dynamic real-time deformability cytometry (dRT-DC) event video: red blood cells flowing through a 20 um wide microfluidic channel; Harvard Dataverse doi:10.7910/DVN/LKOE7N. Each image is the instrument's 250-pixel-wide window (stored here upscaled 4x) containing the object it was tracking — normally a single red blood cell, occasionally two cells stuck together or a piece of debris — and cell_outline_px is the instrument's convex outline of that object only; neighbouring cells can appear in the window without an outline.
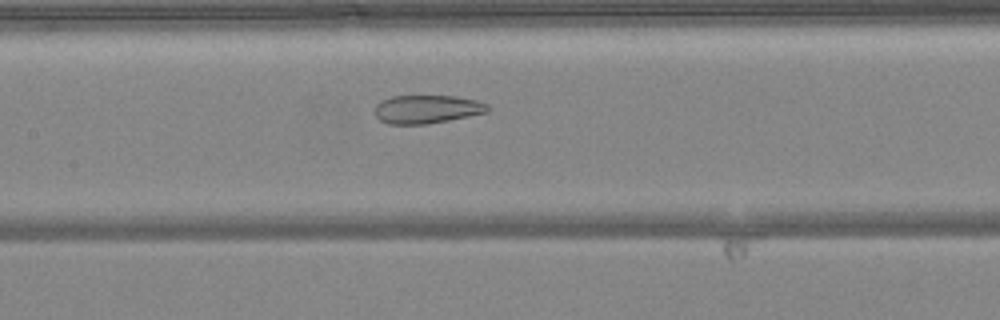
{"species": "common noctule bat (a hibernating species)", "species_latin": "Nyctalus noctula", "temperature_condition": "warm", "stored_images_in_passage": 50, "camera_frame_rate_fps": 3000, "um_per_image_px": 0.085, "animal": {"sex": "female", "body_mass_g": 24.6, "forearm_length_mm": 56.2}, "frame": {"image": 1, "passage_image": 24, "time_ms": 7.667, "image_size_px": [1000, 320], "cell_outline_px": [[492, 108], [488, 112], [428, 124], [388, 124], [380, 120], [376, 116], [376, 104], [392, 96], [456, 96], [476, 100], [488, 104]], "centroid_in_image_um": [36.33, 9.28], "position_along_channel_um": 171.1, "area_um2": 18.61}}
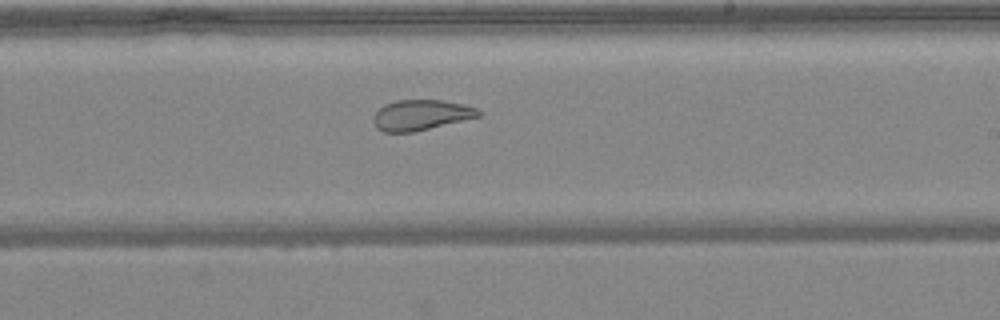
{"frame": {"image": 2, "passage_image": 30, "time_ms": 9.667, "image_size_px": [1000, 320], "cell_outline_px": [[480, 116], [412, 132], [384, 132], [376, 128], [372, 120], [372, 116], [384, 104], [396, 100], [440, 100], [460, 104], [476, 108], [480, 112]], "centroid_in_image_um": [35.71, 9.77], "position_along_channel_um": 253.3, "area_um2": 18.38}}
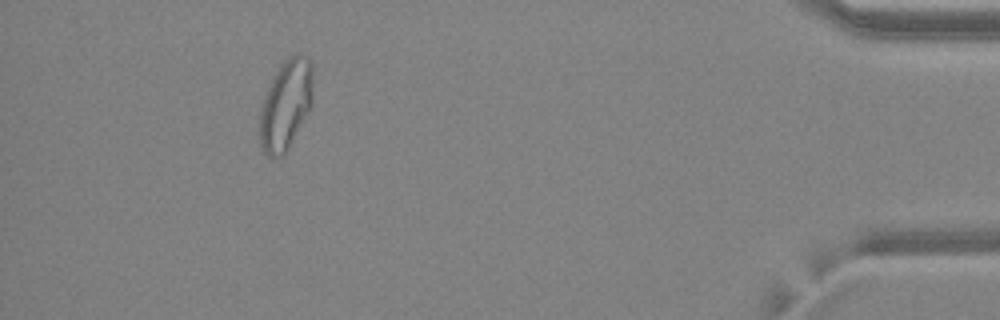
{"frame": {"image": 3, "passage_image": 46, "time_ms": 15.0, "image_size_px": [1000, 320], "cell_outline_px": [[312, 108], [288, 148], [280, 156], [272, 160], [260, 148], [260, 108], [264, 96], [280, 64], [288, 56], [300, 52], [308, 56], [312, 64]], "centroid_in_image_um": [24.31, 8.89], "position_along_channel_um": 410.9, "area_um2": 28.26}, "authors_computed_cell_mechanics": {"area_um2": 26.3568, "velocity_mm_per_s": 4.1227, "shape_relaxation_time_tau1_ms": null, "shape_relaxation_time_tau2_ms": 1.3, "deformation_change_tau1": null, "deformation_change_tau2": 0.0862}}